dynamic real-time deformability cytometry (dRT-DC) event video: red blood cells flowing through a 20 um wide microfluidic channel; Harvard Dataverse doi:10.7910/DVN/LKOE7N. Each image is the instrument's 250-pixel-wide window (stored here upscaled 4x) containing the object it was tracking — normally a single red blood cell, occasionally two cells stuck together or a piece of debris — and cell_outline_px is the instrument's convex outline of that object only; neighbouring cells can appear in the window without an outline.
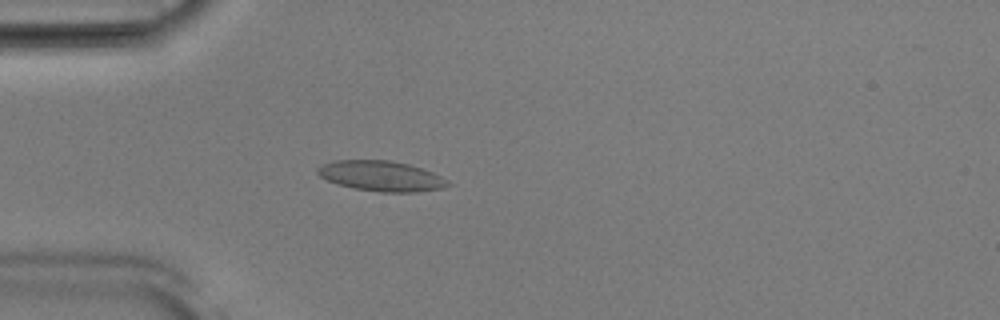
{"species": "Egyptian fruit bat (a non-hibernating species)", "species_latin": "Rousettus aegyptiacus", "temperature_condition": "room temperature", "stored_images_in_passage": 44, "camera_frame_rate_fps": 3000, "um_per_image_px": 0.085, "animal": {"sex": "male"}, "frame": {"image": 1, "passage_image": 7, "time_ms": 2.0, "image_size_px": [1000, 320], "cell_outline_px": [[452, 184], [440, 188], [416, 192], [380, 192], [352, 188], [328, 180], [320, 176], [316, 172], [316, 168], [332, 160], [388, 160], [408, 164], [432, 172], [448, 180]], "centroid_in_image_um": [32.38, 14.96], "position_along_channel_um": 52.6, "area_um2": 22.83}}
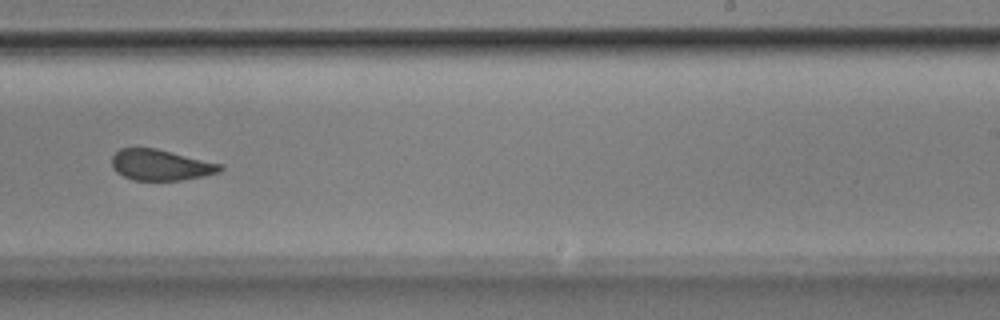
{"frame": {"image": 2, "passage_image": 25, "time_ms": 8.0, "image_size_px": [1000, 320], "cell_outline_px": [[224, 168], [220, 172], [204, 176], [180, 180], [132, 180], [116, 172], [112, 168], [112, 156], [120, 148], [156, 148], [224, 164]], "centroid_in_image_um": [13.68, 14.02], "position_along_channel_um": 275.3, "area_um2": 19.65}}
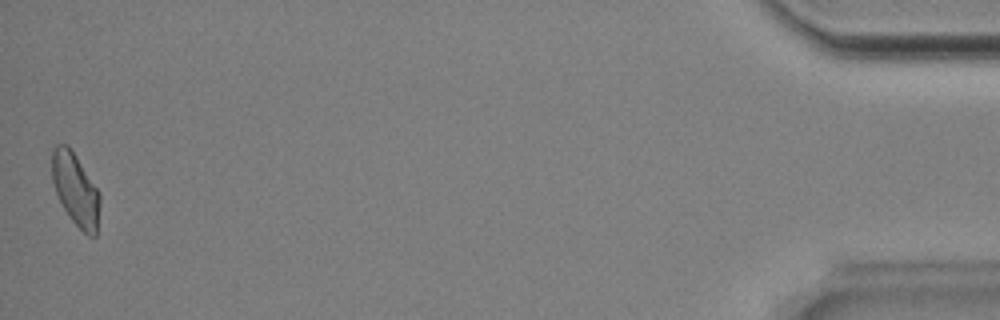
{"frame": {"image": 3, "passage_image": 44, "time_ms": 14.333, "image_size_px": [1000, 320], "cell_outline_px": [[100, 200], [96, 236], [88, 236], [72, 220], [64, 208], [56, 192], [52, 180], [52, 148], [56, 144], [64, 144], [72, 152], [96, 188], [100, 196]], "centroid_in_image_um": [6.4, 16.13], "position_along_channel_um": 428.8, "area_um2": 19.48}, "authors_computed_cell_mechanics": {"area_um2": 20.519, "velocity_mm_per_s": 3.8765, "shape_relaxation_time_tau1_ms": 5.0874, "shape_relaxation_time_tau2_ms": 1.8154, "deformation_change_tau1": 0.116, "deformation_change_tau2": 0.0567}}